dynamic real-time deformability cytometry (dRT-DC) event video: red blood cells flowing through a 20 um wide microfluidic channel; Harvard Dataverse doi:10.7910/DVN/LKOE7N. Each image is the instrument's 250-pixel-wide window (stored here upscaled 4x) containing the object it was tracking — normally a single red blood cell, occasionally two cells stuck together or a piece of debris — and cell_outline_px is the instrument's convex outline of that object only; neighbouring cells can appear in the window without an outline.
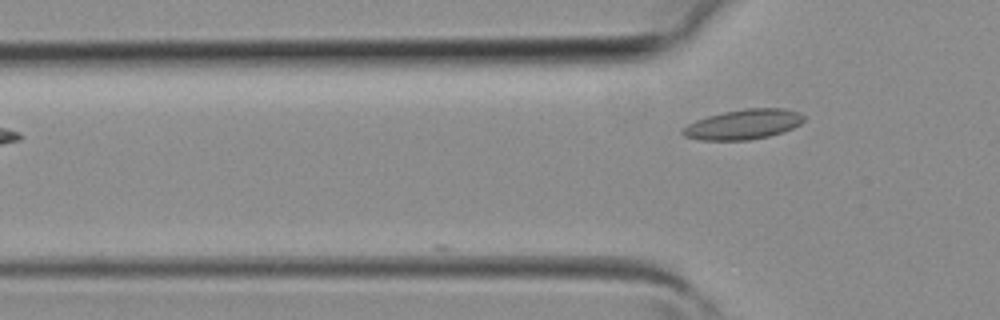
{"species": "common noctule bat (a hibernating species)", "species_latin": "Nyctalus noctula", "temperature_condition": "room temperature", "stored_images_in_passage": 2, "camera_frame_rate_fps": 3000, "um_per_image_px": 0.085, "animal": {"sex": "female", "body_mass_g": 19.3, "forearm_length_mm": 54.1}, "frame": {"image": 1, "passage_image": 2, "time_ms": 0.333, "image_size_px": [1000, 320], "cell_outline_px": [[804, 120], [800, 124], [792, 128], [768, 136], [748, 140], [700, 140], [684, 136], [680, 132], [688, 124], [696, 120], [708, 116], [724, 112], [744, 108], [784, 108], [800, 112], [804, 116]], "centroid_in_image_um": [63.19, 10.56], "position_along_channel_um": 62.6, "area_um2": 21.04}}